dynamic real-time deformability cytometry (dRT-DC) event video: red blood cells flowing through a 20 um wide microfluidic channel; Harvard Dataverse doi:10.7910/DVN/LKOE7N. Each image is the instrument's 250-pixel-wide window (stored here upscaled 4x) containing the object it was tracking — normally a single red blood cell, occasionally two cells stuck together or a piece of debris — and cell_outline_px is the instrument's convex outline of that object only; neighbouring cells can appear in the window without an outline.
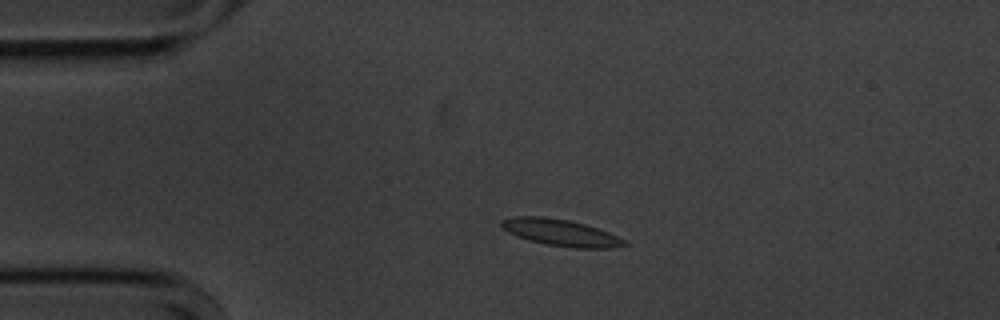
{"species": "common noctule bat (a hibernating species)", "species_latin": "Nyctalus noctula", "temperature_condition": "cold", "stored_images_in_passage": 46, "camera_frame_rate_fps": 3000, "um_per_image_px": 0.085, "animal": {"sex": "male", "body_mass_g": 20.1, "forearm_length_mm": 53.5}, "frame": {"image": 1, "passage_image": 2, "time_ms": 0.333, "image_size_px": [1000, 320], "cell_outline_px": [[628, 244], [612, 248], [572, 248], [548, 244], [528, 240], [516, 236], [508, 232], [500, 224], [500, 220], [512, 216], [540, 216], [568, 220], [584, 224], [608, 232], [624, 240]], "centroid_in_image_um": [47.61, 19.77], "position_along_channel_um": 37.4, "area_um2": 18.9}}
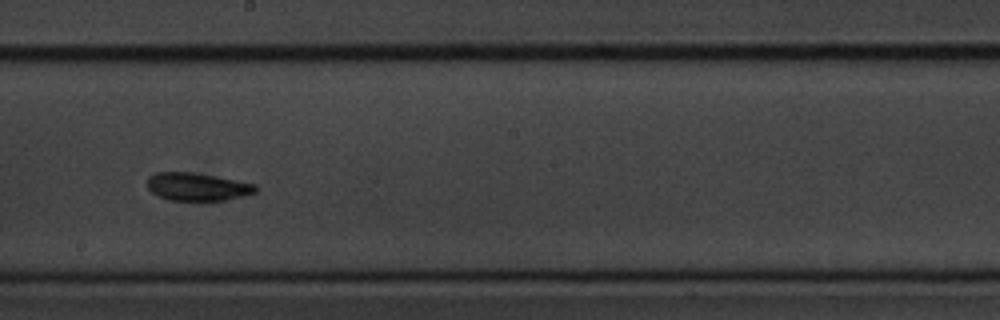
{"frame": {"image": 2, "passage_image": 21, "time_ms": 6.667, "image_size_px": [1000, 320], "cell_outline_px": [[256, 192], [224, 200], [168, 200], [156, 196], [148, 188], [148, 176], [156, 172], [192, 172], [216, 176], [256, 184]], "centroid_in_image_um": [16.72, 15.86], "position_along_channel_um": 231.5, "area_um2": 17.51}}
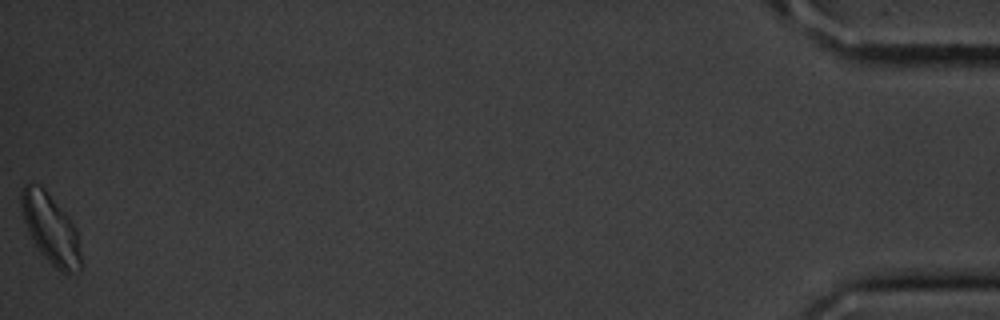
{"frame": {"image": 3, "passage_image": 46, "time_ms": 15.0, "image_size_px": [1000, 320], "cell_outline_px": [[80, 272], [64, 272], [56, 268], [40, 252], [32, 240], [28, 232], [20, 208], [20, 196], [24, 184], [28, 180], [32, 180], [40, 184], [44, 188], [68, 216], [76, 228], [80, 252]], "centroid_in_image_um": [4.26, 19.37], "position_along_channel_um": 430.9, "area_um2": 24.22}, "authors_computed_cell_mechanics": {"area_um2": 17.9469, "velocity_mm_per_s": 3.5495, "shape_relaxation_time_tau1_ms": 4.4646, "shape_relaxation_time_tau2_ms": 3.1146, "deformation_change_tau1": 0.0972, "deformation_change_tau2": 0.0794}}